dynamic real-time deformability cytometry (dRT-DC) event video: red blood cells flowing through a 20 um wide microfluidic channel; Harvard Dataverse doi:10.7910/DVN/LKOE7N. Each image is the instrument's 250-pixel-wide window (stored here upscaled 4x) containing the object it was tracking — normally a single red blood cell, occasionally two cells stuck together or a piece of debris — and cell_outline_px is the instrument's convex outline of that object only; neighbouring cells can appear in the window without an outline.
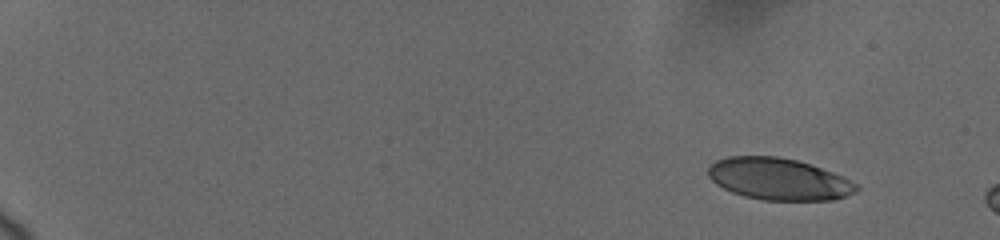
{"species": "human", "species_latin": "Homo sapiens", "temperature_condition": "cold", "stored_images_in_passage": 10, "camera_frame_rate_fps": 3000, "um_per_image_px": 0.085, "donor": {"sex": "female"}, "frame": {"image": 1, "passage_image": 4, "time_ms": 1.667, "image_size_px": [1000, 240], "cell_outline_px": [[860, 188], [856, 192], [832, 200], [764, 200], [744, 196], [732, 192], [716, 184], [708, 176], [708, 168], [716, 160], [728, 156], [776, 156], [796, 160], [832, 172], [856, 184]], "centroid_in_image_um": [66.15, 15.22], "position_along_channel_um": 18.8, "area_um2": 35.78}}